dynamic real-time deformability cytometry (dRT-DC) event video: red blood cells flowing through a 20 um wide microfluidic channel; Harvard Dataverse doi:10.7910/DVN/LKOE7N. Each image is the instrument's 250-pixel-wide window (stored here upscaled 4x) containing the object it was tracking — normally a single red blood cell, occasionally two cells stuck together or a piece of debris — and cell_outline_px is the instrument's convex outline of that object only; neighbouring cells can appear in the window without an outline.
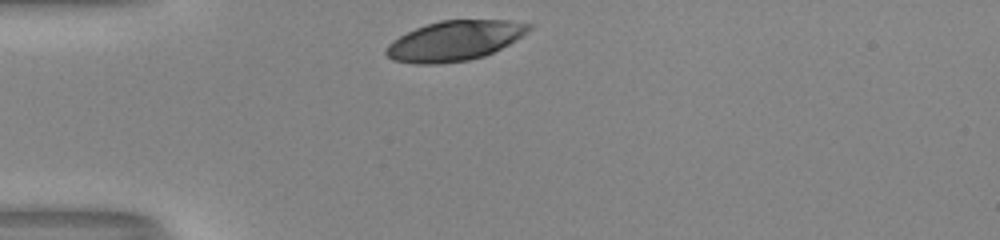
{"species": "human", "species_latin": "Homo sapiens", "temperature_condition": "room temperature", "stored_images_in_passage": 28, "camera_frame_rate_fps": 3000, "um_per_image_px": 0.085, "donor": {"sex": "male"}, "frame": {"image": 1, "passage_image": 1, "time_ms": 0.0, "image_size_px": [1000, 240], "cell_outline_px": [[532, 28], [528, 32], [508, 44], [484, 56], [468, 60], [436, 64], [412, 64], [392, 60], [384, 52], [388, 44], [392, 40], [416, 28], [440, 20], [508, 20], [532, 24]], "centroid_in_image_um": [38.62, 3.47], "position_along_channel_um": 46.4, "area_um2": 33.06}}
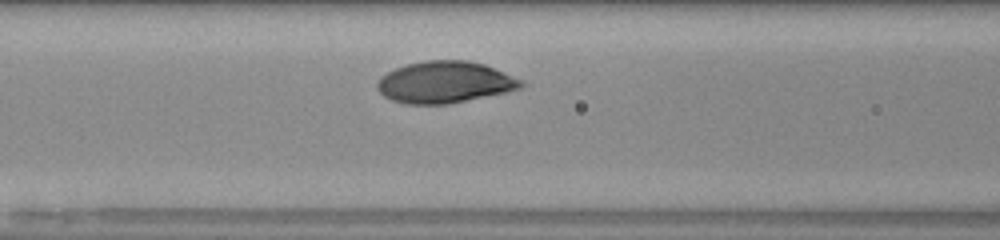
{"frame": {"image": 2, "passage_image": 9, "time_ms": 2.667, "image_size_px": [1000, 240], "cell_outline_px": [[524, 88], [508, 92], [448, 104], [408, 104], [392, 100], [384, 96], [376, 88], [376, 84], [380, 76], [396, 68], [408, 64], [424, 60], [468, 60], [484, 64], [520, 80], [524, 84]], "centroid_in_image_um": [37.79, 6.99], "position_along_channel_um": 128.8, "area_um2": 34.85}}
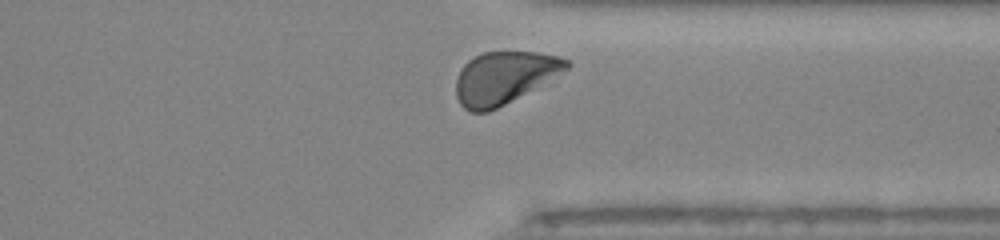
{"frame": {"image": 3, "passage_image": 27, "time_ms": 8.667, "image_size_px": [1000, 240], "cell_outline_px": [[572, 64], [568, 68], [504, 104], [488, 112], [468, 112], [460, 104], [456, 96], [456, 80], [460, 68], [468, 60], [484, 52], [536, 52], [556, 56], [568, 60]], "centroid_in_image_um": [42.78, 6.6], "position_along_channel_um": 368.6, "area_um2": 33.0}, "authors_computed_cell_mechanics": {"area_um2": 34.3043, "velocity_mm_per_s": 3.9993, "shape_relaxation_time_tau1_ms": 2.6392, "shape_relaxation_time_tau2_ms": null, "deformation_change_tau1": 0.1778, "deformation_change_tau2": null}}